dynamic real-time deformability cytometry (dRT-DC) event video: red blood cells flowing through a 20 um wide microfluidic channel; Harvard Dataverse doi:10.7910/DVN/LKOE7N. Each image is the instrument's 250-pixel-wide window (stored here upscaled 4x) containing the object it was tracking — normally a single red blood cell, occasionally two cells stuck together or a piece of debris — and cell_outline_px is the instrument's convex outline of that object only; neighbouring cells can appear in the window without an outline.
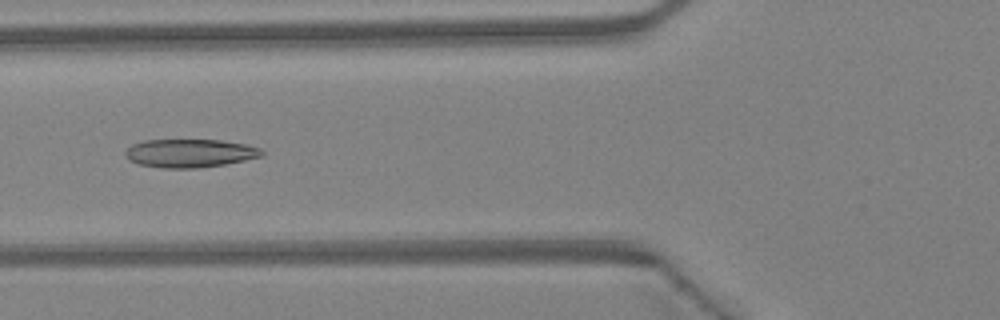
{"species": "Egyptian fruit bat (a non-hibernating species)", "species_latin": "Rousettus aegyptiacus", "temperature_condition": "warm", "stored_images_in_passage": 33, "camera_frame_rate_fps": 3000, "um_per_image_px": 0.085, "animal": {"sex": "female"}, "frame": {"image": 1, "passage_image": 18, "time_ms": 5.667, "image_size_px": [1000, 320], "cell_outline_px": [[264, 156], [224, 164], [196, 168], [160, 168], [140, 164], [128, 160], [124, 152], [132, 144], [144, 140], [220, 140], [244, 144], [260, 148], [264, 152]], "centroid_in_image_um": [16.12, 13.02], "position_along_channel_um": 109.7, "area_um2": 22.48}}
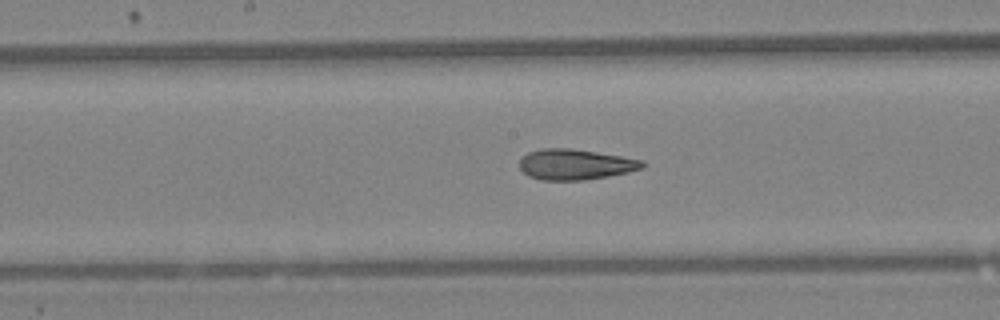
{"frame": {"image": 2, "passage_image": 24, "time_ms": 7.667, "image_size_px": [1000, 320], "cell_outline_px": [[644, 168], [628, 172], [608, 176], [584, 180], [540, 180], [528, 176], [520, 168], [520, 160], [528, 152], [544, 148], [572, 148], [644, 160]], "centroid_in_image_um": [48.9, 13.98], "position_along_channel_um": 199.3, "area_um2": 21.85}}
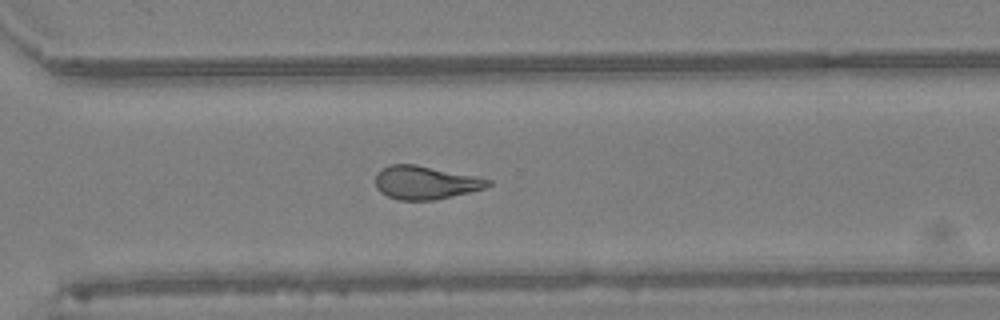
{"frame": {"image": 3, "passage_image": 33, "time_ms": 10.667, "image_size_px": [1000, 320], "cell_outline_px": [[492, 184], [484, 188], [468, 192], [432, 200], [400, 200], [388, 196], [380, 192], [376, 188], [376, 172], [380, 168], [388, 164], [416, 164], [492, 180]], "centroid_in_image_um": [36.1, 15.5], "position_along_channel_um": 334.5, "area_um2": 21.68}}